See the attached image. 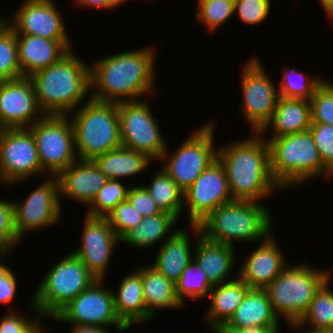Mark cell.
<instances>
[{
    "label": "cell",
    "mask_w": 333,
    "mask_h": 333,
    "mask_svg": "<svg viewBox=\"0 0 333 333\" xmlns=\"http://www.w3.org/2000/svg\"><path fill=\"white\" fill-rule=\"evenodd\" d=\"M305 333H333V330L310 328Z\"/></svg>",
    "instance_id": "52"
},
{
    "label": "cell",
    "mask_w": 333,
    "mask_h": 333,
    "mask_svg": "<svg viewBox=\"0 0 333 333\" xmlns=\"http://www.w3.org/2000/svg\"><path fill=\"white\" fill-rule=\"evenodd\" d=\"M68 115H45L28 129L37 146L42 173L58 176L78 160L74 130Z\"/></svg>",
    "instance_id": "9"
},
{
    "label": "cell",
    "mask_w": 333,
    "mask_h": 333,
    "mask_svg": "<svg viewBox=\"0 0 333 333\" xmlns=\"http://www.w3.org/2000/svg\"><path fill=\"white\" fill-rule=\"evenodd\" d=\"M53 0H25L7 24L16 34L50 40H70Z\"/></svg>",
    "instance_id": "19"
},
{
    "label": "cell",
    "mask_w": 333,
    "mask_h": 333,
    "mask_svg": "<svg viewBox=\"0 0 333 333\" xmlns=\"http://www.w3.org/2000/svg\"><path fill=\"white\" fill-rule=\"evenodd\" d=\"M176 222L177 219L173 215L165 212L143 217V220L136 227L128 230L120 238V242L137 248H148L162 241L164 237L168 239L177 230H172L169 233Z\"/></svg>",
    "instance_id": "31"
},
{
    "label": "cell",
    "mask_w": 333,
    "mask_h": 333,
    "mask_svg": "<svg viewBox=\"0 0 333 333\" xmlns=\"http://www.w3.org/2000/svg\"><path fill=\"white\" fill-rule=\"evenodd\" d=\"M57 178L60 197L68 196L87 207L108 180L92 160H77Z\"/></svg>",
    "instance_id": "21"
},
{
    "label": "cell",
    "mask_w": 333,
    "mask_h": 333,
    "mask_svg": "<svg viewBox=\"0 0 333 333\" xmlns=\"http://www.w3.org/2000/svg\"><path fill=\"white\" fill-rule=\"evenodd\" d=\"M128 190L121 181L108 179L88 206L86 215L106 218L120 202L127 199Z\"/></svg>",
    "instance_id": "36"
},
{
    "label": "cell",
    "mask_w": 333,
    "mask_h": 333,
    "mask_svg": "<svg viewBox=\"0 0 333 333\" xmlns=\"http://www.w3.org/2000/svg\"><path fill=\"white\" fill-rule=\"evenodd\" d=\"M127 199L137 212L143 217L154 216L161 213L156 202L151 198L144 186L129 187Z\"/></svg>",
    "instance_id": "44"
},
{
    "label": "cell",
    "mask_w": 333,
    "mask_h": 333,
    "mask_svg": "<svg viewBox=\"0 0 333 333\" xmlns=\"http://www.w3.org/2000/svg\"><path fill=\"white\" fill-rule=\"evenodd\" d=\"M40 324V320H37V322L26 333H44L41 327L42 325Z\"/></svg>",
    "instance_id": "51"
},
{
    "label": "cell",
    "mask_w": 333,
    "mask_h": 333,
    "mask_svg": "<svg viewBox=\"0 0 333 333\" xmlns=\"http://www.w3.org/2000/svg\"><path fill=\"white\" fill-rule=\"evenodd\" d=\"M242 68V109L245 119L255 132H260L271 120L279 92L266 75L256 57H251ZM256 58V59H255Z\"/></svg>",
    "instance_id": "14"
},
{
    "label": "cell",
    "mask_w": 333,
    "mask_h": 333,
    "mask_svg": "<svg viewBox=\"0 0 333 333\" xmlns=\"http://www.w3.org/2000/svg\"><path fill=\"white\" fill-rule=\"evenodd\" d=\"M71 333H111L108 327L92 325H73Z\"/></svg>",
    "instance_id": "49"
},
{
    "label": "cell",
    "mask_w": 333,
    "mask_h": 333,
    "mask_svg": "<svg viewBox=\"0 0 333 333\" xmlns=\"http://www.w3.org/2000/svg\"><path fill=\"white\" fill-rule=\"evenodd\" d=\"M329 278V270L319 271L307 263L286 266L265 288L273 312L278 318L282 316L289 325L299 322L316 291Z\"/></svg>",
    "instance_id": "7"
},
{
    "label": "cell",
    "mask_w": 333,
    "mask_h": 333,
    "mask_svg": "<svg viewBox=\"0 0 333 333\" xmlns=\"http://www.w3.org/2000/svg\"><path fill=\"white\" fill-rule=\"evenodd\" d=\"M279 327L220 328L216 333H279Z\"/></svg>",
    "instance_id": "47"
},
{
    "label": "cell",
    "mask_w": 333,
    "mask_h": 333,
    "mask_svg": "<svg viewBox=\"0 0 333 333\" xmlns=\"http://www.w3.org/2000/svg\"><path fill=\"white\" fill-rule=\"evenodd\" d=\"M145 188L161 212L171 214L178 220L184 209L183 191L163 168L155 174L151 184Z\"/></svg>",
    "instance_id": "32"
},
{
    "label": "cell",
    "mask_w": 333,
    "mask_h": 333,
    "mask_svg": "<svg viewBox=\"0 0 333 333\" xmlns=\"http://www.w3.org/2000/svg\"><path fill=\"white\" fill-rule=\"evenodd\" d=\"M163 241L152 267L176 283L184 269L193 260L194 249L190 246L189 235L183 229L177 228L168 239Z\"/></svg>",
    "instance_id": "28"
},
{
    "label": "cell",
    "mask_w": 333,
    "mask_h": 333,
    "mask_svg": "<svg viewBox=\"0 0 333 333\" xmlns=\"http://www.w3.org/2000/svg\"><path fill=\"white\" fill-rule=\"evenodd\" d=\"M102 283L103 280L94 281L52 319L73 325H114L121 332L129 329L116 313L113 291Z\"/></svg>",
    "instance_id": "13"
},
{
    "label": "cell",
    "mask_w": 333,
    "mask_h": 333,
    "mask_svg": "<svg viewBox=\"0 0 333 333\" xmlns=\"http://www.w3.org/2000/svg\"><path fill=\"white\" fill-rule=\"evenodd\" d=\"M231 201L225 169L218 159L183 192V204L189 208L191 225H198L217 207Z\"/></svg>",
    "instance_id": "16"
},
{
    "label": "cell",
    "mask_w": 333,
    "mask_h": 333,
    "mask_svg": "<svg viewBox=\"0 0 333 333\" xmlns=\"http://www.w3.org/2000/svg\"><path fill=\"white\" fill-rule=\"evenodd\" d=\"M18 59L23 76L58 62L71 50L70 40H50L33 35L16 34Z\"/></svg>",
    "instance_id": "22"
},
{
    "label": "cell",
    "mask_w": 333,
    "mask_h": 333,
    "mask_svg": "<svg viewBox=\"0 0 333 333\" xmlns=\"http://www.w3.org/2000/svg\"><path fill=\"white\" fill-rule=\"evenodd\" d=\"M126 0H76L79 5L95 7L96 9H113L123 4Z\"/></svg>",
    "instance_id": "48"
},
{
    "label": "cell",
    "mask_w": 333,
    "mask_h": 333,
    "mask_svg": "<svg viewBox=\"0 0 333 333\" xmlns=\"http://www.w3.org/2000/svg\"><path fill=\"white\" fill-rule=\"evenodd\" d=\"M142 282L147 321L156 316V309H176L184 305L177 296L176 283L152 266L142 268Z\"/></svg>",
    "instance_id": "29"
},
{
    "label": "cell",
    "mask_w": 333,
    "mask_h": 333,
    "mask_svg": "<svg viewBox=\"0 0 333 333\" xmlns=\"http://www.w3.org/2000/svg\"><path fill=\"white\" fill-rule=\"evenodd\" d=\"M92 161L108 179L115 180L140 174L151 163L144 153L124 146L96 156Z\"/></svg>",
    "instance_id": "30"
},
{
    "label": "cell",
    "mask_w": 333,
    "mask_h": 333,
    "mask_svg": "<svg viewBox=\"0 0 333 333\" xmlns=\"http://www.w3.org/2000/svg\"><path fill=\"white\" fill-rule=\"evenodd\" d=\"M214 127L213 120L209 121L200 130L192 132L190 138L188 137L172 156H169L168 148L163 152L160 161L166 163L161 167L183 192L217 159L218 149L213 143Z\"/></svg>",
    "instance_id": "10"
},
{
    "label": "cell",
    "mask_w": 333,
    "mask_h": 333,
    "mask_svg": "<svg viewBox=\"0 0 333 333\" xmlns=\"http://www.w3.org/2000/svg\"><path fill=\"white\" fill-rule=\"evenodd\" d=\"M191 226L194 234L198 235L193 260L207 274L209 281L217 285L233 280L227 277L235 264L234 247L210 241L201 234L199 225Z\"/></svg>",
    "instance_id": "23"
},
{
    "label": "cell",
    "mask_w": 333,
    "mask_h": 333,
    "mask_svg": "<svg viewBox=\"0 0 333 333\" xmlns=\"http://www.w3.org/2000/svg\"><path fill=\"white\" fill-rule=\"evenodd\" d=\"M330 279L320 286L306 313L299 322L290 325V328L296 330L309 324L311 328L333 330V291L328 285Z\"/></svg>",
    "instance_id": "33"
},
{
    "label": "cell",
    "mask_w": 333,
    "mask_h": 333,
    "mask_svg": "<svg viewBox=\"0 0 333 333\" xmlns=\"http://www.w3.org/2000/svg\"><path fill=\"white\" fill-rule=\"evenodd\" d=\"M122 146L144 153L149 159H161L167 148L158 119L152 116L144 100L117 103Z\"/></svg>",
    "instance_id": "11"
},
{
    "label": "cell",
    "mask_w": 333,
    "mask_h": 333,
    "mask_svg": "<svg viewBox=\"0 0 333 333\" xmlns=\"http://www.w3.org/2000/svg\"><path fill=\"white\" fill-rule=\"evenodd\" d=\"M153 48L132 50L96 61L90 66L91 90L94 89L90 98L119 103L139 101L143 95L151 94L155 85L156 50Z\"/></svg>",
    "instance_id": "1"
},
{
    "label": "cell",
    "mask_w": 333,
    "mask_h": 333,
    "mask_svg": "<svg viewBox=\"0 0 333 333\" xmlns=\"http://www.w3.org/2000/svg\"><path fill=\"white\" fill-rule=\"evenodd\" d=\"M45 115H68L91 91L90 66L69 51L58 62L29 76Z\"/></svg>",
    "instance_id": "3"
},
{
    "label": "cell",
    "mask_w": 333,
    "mask_h": 333,
    "mask_svg": "<svg viewBox=\"0 0 333 333\" xmlns=\"http://www.w3.org/2000/svg\"><path fill=\"white\" fill-rule=\"evenodd\" d=\"M196 20L215 31L227 22L234 13V0H198Z\"/></svg>",
    "instance_id": "38"
},
{
    "label": "cell",
    "mask_w": 333,
    "mask_h": 333,
    "mask_svg": "<svg viewBox=\"0 0 333 333\" xmlns=\"http://www.w3.org/2000/svg\"><path fill=\"white\" fill-rule=\"evenodd\" d=\"M42 174L35 138L28 128L0 129V181L10 186Z\"/></svg>",
    "instance_id": "12"
},
{
    "label": "cell",
    "mask_w": 333,
    "mask_h": 333,
    "mask_svg": "<svg viewBox=\"0 0 333 333\" xmlns=\"http://www.w3.org/2000/svg\"><path fill=\"white\" fill-rule=\"evenodd\" d=\"M115 310L120 320L130 328L134 323L147 322V309L144 301L142 268L124 276L113 292Z\"/></svg>",
    "instance_id": "27"
},
{
    "label": "cell",
    "mask_w": 333,
    "mask_h": 333,
    "mask_svg": "<svg viewBox=\"0 0 333 333\" xmlns=\"http://www.w3.org/2000/svg\"><path fill=\"white\" fill-rule=\"evenodd\" d=\"M312 123L310 100L278 98L271 120L260 131L261 135L271 125L272 138L309 131Z\"/></svg>",
    "instance_id": "24"
},
{
    "label": "cell",
    "mask_w": 333,
    "mask_h": 333,
    "mask_svg": "<svg viewBox=\"0 0 333 333\" xmlns=\"http://www.w3.org/2000/svg\"><path fill=\"white\" fill-rule=\"evenodd\" d=\"M249 289L238 276L213 286L209 294L212 302L206 316L211 331L216 333L229 321Z\"/></svg>",
    "instance_id": "26"
},
{
    "label": "cell",
    "mask_w": 333,
    "mask_h": 333,
    "mask_svg": "<svg viewBox=\"0 0 333 333\" xmlns=\"http://www.w3.org/2000/svg\"><path fill=\"white\" fill-rule=\"evenodd\" d=\"M307 76L306 73L298 72L293 68L286 70L283 73L282 81L279 83V96L310 100L314 95L315 89L324 81V79L314 77L309 80Z\"/></svg>",
    "instance_id": "37"
},
{
    "label": "cell",
    "mask_w": 333,
    "mask_h": 333,
    "mask_svg": "<svg viewBox=\"0 0 333 333\" xmlns=\"http://www.w3.org/2000/svg\"><path fill=\"white\" fill-rule=\"evenodd\" d=\"M312 123L333 126V83L323 81L310 98Z\"/></svg>",
    "instance_id": "39"
},
{
    "label": "cell",
    "mask_w": 333,
    "mask_h": 333,
    "mask_svg": "<svg viewBox=\"0 0 333 333\" xmlns=\"http://www.w3.org/2000/svg\"><path fill=\"white\" fill-rule=\"evenodd\" d=\"M73 113L75 151L78 160H93L122 146L117 103L89 98Z\"/></svg>",
    "instance_id": "6"
},
{
    "label": "cell",
    "mask_w": 333,
    "mask_h": 333,
    "mask_svg": "<svg viewBox=\"0 0 333 333\" xmlns=\"http://www.w3.org/2000/svg\"><path fill=\"white\" fill-rule=\"evenodd\" d=\"M0 320V333H26L38 320H28L25 316L18 315L17 312L9 311Z\"/></svg>",
    "instance_id": "45"
},
{
    "label": "cell",
    "mask_w": 333,
    "mask_h": 333,
    "mask_svg": "<svg viewBox=\"0 0 333 333\" xmlns=\"http://www.w3.org/2000/svg\"><path fill=\"white\" fill-rule=\"evenodd\" d=\"M19 240L14 229L13 202L0 197V256L9 254Z\"/></svg>",
    "instance_id": "41"
},
{
    "label": "cell",
    "mask_w": 333,
    "mask_h": 333,
    "mask_svg": "<svg viewBox=\"0 0 333 333\" xmlns=\"http://www.w3.org/2000/svg\"><path fill=\"white\" fill-rule=\"evenodd\" d=\"M254 134L217 150L233 200L260 202L275 188L281 190L271 176L268 143L260 132Z\"/></svg>",
    "instance_id": "2"
},
{
    "label": "cell",
    "mask_w": 333,
    "mask_h": 333,
    "mask_svg": "<svg viewBox=\"0 0 333 333\" xmlns=\"http://www.w3.org/2000/svg\"><path fill=\"white\" fill-rule=\"evenodd\" d=\"M49 178L25 200L13 202L14 229L20 240L24 233L51 226L61 218L59 181L57 176Z\"/></svg>",
    "instance_id": "15"
},
{
    "label": "cell",
    "mask_w": 333,
    "mask_h": 333,
    "mask_svg": "<svg viewBox=\"0 0 333 333\" xmlns=\"http://www.w3.org/2000/svg\"><path fill=\"white\" fill-rule=\"evenodd\" d=\"M44 116L29 77L0 81V129L29 128Z\"/></svg>",
    "instance_id": "17"
},
{
    "label": "cell",
    "mask_w": 333,
    "mask_h": 333,
    "mask_svg": "<svg viewBox=\"0 0 333 333\" xmlns=\"http://www.w3.org/2000/svg\"><path fill=\"white\" fill-rule=\"evenodd\" d=\"M83 227L81 247L73 253L97 280H104L113 248L120 238L106 218L86 215Z\"/></svg>",
    "instance_id": "18"
},
{
    "label": "cell",
    "mask_w": 333,
    "mask_h": 333,
    "mask_svg": "<svg viewBox=\"0 0 333 333\" xmlns=\"http://www.w3.org/2000/svg\"><path fill=\"white\" fill-rule=\"evenodd\" d=\"M97 279L72 252L56 262L32 296L31 310L52 319Z\"/></svg>",
    "instance_id": "8"
},
{
    "label": "cell",
    "mask_w": 333,
    "mask_h": 333,
    "mask_svg": "<svg viewBox=\"0 0 333 333\" xmlns=\"http://www.w3.org/2000/svg\"><path fill=\"white\" fill-rule=\"evenodd\" d=\"M271 9L270 0H234V13L246 25L261 24L268 17Z\"/></svg>",
    "instance_id": "42"
},
{
    "label": "cell",
    "mask_w": 333,
    "mask_h": 333,
    "mask_svg": "<svg viewBox=\"0 0 333 333\" xmlns=\"http://www.w3.org/2000/svg\"><path fill=\"white\" fill-rule=\"evenodd\" d=\"M265 289L250 288L233 316L221 328L279 327Z\"/></svg>",
    "instance_id": "25"
},
{
    "label": "cell",
    "mask_w": 333,
    "mask_h": 333,
    "mask_svg": "<svg viewBox=\"0 0 333 333\" xmlns=\"http://www.w3.org/2000/svg\"><path fill=\"white\" fill-rule=\"evenodd\" d=\"M213 286L214 285L209 281L207 274L194 260H192L176 282V292L178 298L184 304L185 297L193 299L209 297Z\"/></svg>",
    "instance_id": "34"
},
{
    "label": "cell",
    "mask_w": 333,
    "mask_h": 333,
    "mask_svg": "<svg viewBox=\"0 0 333 333\" xmlns=\"http://www.w3.org/2000/svg\"><path fill=\"white\" fill-rule=\"evenodd\" d=\"M106 219L118 237L121 238L128 230L136 227L143 220V216L126 199L120 202Z\"/></svg>",
    "instance_id": "40"
},
{
    "label": "cell",
    "mask_w": 333,
    "mask_h": 333,
    "mask_svg": "<svg viewBox=\"0 0 333 333\" xmlns=\"http://www.w3.org/2000/svg\"><path fill=\"white\" fill-rule=\"evenodd\" d=\"M324 12L333 19V0H320Z\"/></svg>",
    "instance_id": "50"
},
{
    "label": "cell",
    "mask_w": 333,
    "mask_h": 333,
    "mask_svg": "<svg viewBox=\"0 0 333 333\" xmlns=\"http://www.w3.org/2000/svg\"><path fill=\"white\" fill-rule=\"evenodd\" d=\"M7 21H6V19L4 20V18L2 17H0V28L6 23Z\"/></svg>",
    "instance_id": "53"
},
{
    "label": "cell",
    "mask_w": 333,
    "mask_h": 333,
    "mask_svg": "<svg viewBox=\"0 0 333 333\" xmlns=\"http://www.w3.org/2000/svg\"><path fill=\"white\" fill-rule=\"evenodd\" d=\"M21 77L16 33L6 22L0 28V81Z\"/></svg>",
    "instance_id": "35"
},
{
    "label": "cell",
    "mask_w": 333,
    "mask_h": 333,
    "mask_svg": "<svg viewBox=\"0 0 333 333\" xmlns=\"http://www.w3.org/2000/svg\"><path fill=\"white\" fill-rule=\"evenodd\" d=\"M269 234L241 265L238 277L250 288L265 289L286 267L287 262L275 238Z\"/></svg>",
    "instance_id": "20"
},
{
    "label": "cell",
    "mask_w": 333,
    "mask_h": 333,
    "mask_svg": "<svg viewBox=\"0 0 333 333\" xmlns=\"http://www.w3.org/2000/svg\"><path fill=\"white\" fill-rule=\"evenodd\" d=\"M265 140L269 146L271 176L280 188L303 185L321 174L333 176L323 165L310 131Z\"/></svg>",
    "instance_id": "5"
},
{
    "label": "cell",
    "mask_w": 333,
    "mask_h": 333,
    "mask_svg": "<svg viewBox=\"0 0 333 333\" xmlns=\"http://www.w3.org/2000/svg\"><path fill=\"white\" fill-rule=\"evenodd\" d=\"M271 220L263 204L233 200L217 207L198 225L208 240L234 247L236 240H264L272 233Z\"/></svg>",
    "instance_id": "4"
},
{
    "label": "cell",
    "mask_w": 333,
    "mask_h": 333,
    "mask_svg": "<svg viewBox=\"0 0 333 333\" xmlns=\"http://www.w3.org/2000/svg\"><path fill=\"white\" fill-rule=\"evenodd\" d=\"M309 131L319 150L323 165L333 174V126L311 123Z\"/></svg>",
    "instance_id": "43"
},
{
    "label": "cell",
    "mask_w": 333,
    "mask_h": 333,
    "mask_svg": "<svg viewBox=\"0 0 333 333\" xmlns=\"http://www.w3.org/2000/svg\"><path fill=\"white\" fill-rule=\"evenodd\" d=\"M14 271L6 264L0 262V303L10 304L15 297L17 288V278Z\"/></svg>",
    "instance_id": "46"
}]
</instances>
